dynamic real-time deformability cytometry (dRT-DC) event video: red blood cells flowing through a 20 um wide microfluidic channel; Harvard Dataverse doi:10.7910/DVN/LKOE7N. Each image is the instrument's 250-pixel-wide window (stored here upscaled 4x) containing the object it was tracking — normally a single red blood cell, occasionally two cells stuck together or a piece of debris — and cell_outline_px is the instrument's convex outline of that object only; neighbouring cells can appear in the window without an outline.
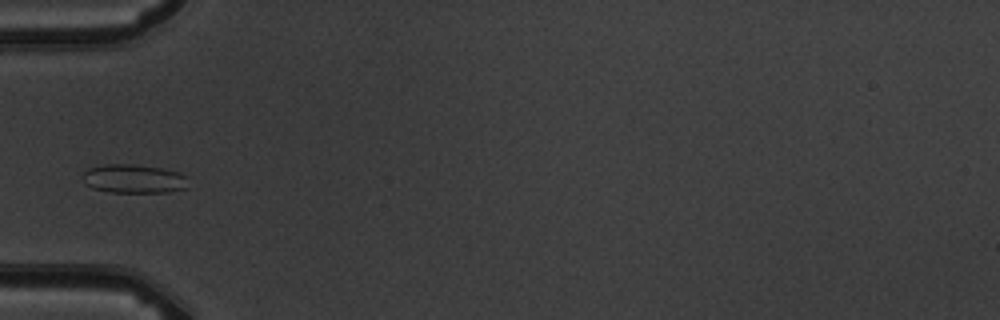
{"species": "common noctule bat (a hibernating species)", "species_latin": "Nyctalus noctula", "temperature_condition": "warm", "stored_images_in_passage": 5, "camera_frame_rate_fps": 3000, "um_per_image_px": 0.085, "animal": {"sex": "male", "body_mass_g": 19.5, "forearm_length_mm": 54.6}, "frame": {"image": 1, "passage_image": 5, "time_ms": 5.333, "image_size_px": [1000, 320], "cell_outline_px": [[188, 188], [168, 192], [108, 192], [92, 188], [84, 184], [80, 176], [88, 168], [104, 164], [132, 164], [160, 168], [176, 172], [188, 176]], "centroid_in_image_um": [11.34, 15.2], "position_along_channel_um": 73.7, "area_um2": 17.98}}